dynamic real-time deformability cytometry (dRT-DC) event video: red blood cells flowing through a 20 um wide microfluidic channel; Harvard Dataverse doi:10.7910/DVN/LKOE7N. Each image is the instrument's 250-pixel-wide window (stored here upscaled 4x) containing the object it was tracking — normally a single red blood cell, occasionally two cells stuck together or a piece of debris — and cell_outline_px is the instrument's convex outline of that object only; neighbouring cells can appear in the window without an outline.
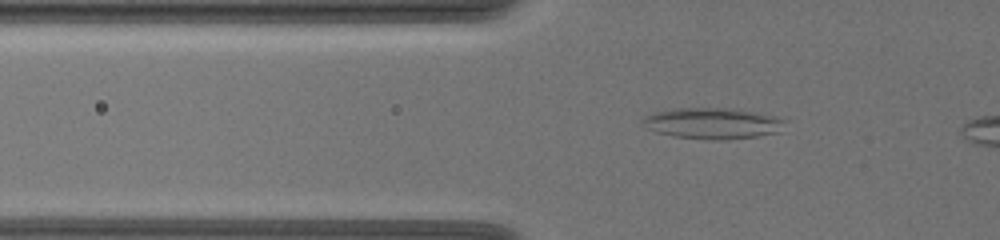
{"species": "common noctule bat (a hibernating species)", "species_latin": "Nyctalus noctula", "temperature_condition": "warm", "stored_images_in_passage": 46, "camera_frame_rate_fps": 3000, "um_per_image_px": 0.085, "animal": {"sex": "female", "body_mass_g": 19.5, "forearm_length_mm": 54.1}, "frame": {"image": 1, "passage_image": 12, "time_ms": 3.667, "image_size_px": [1000, 240], "cell_outline_px": [[784, 120], [776, 132], [756, 136], [724, 140], [708, 140], [676, 136], [656, 132], [640, 124], [644, 116], [656, 112], [680, 108], [724, 108], [772, 116]], "centroid_in_image_um": [60.45, 10.49], "position_along_channel_um": 65.4, "area_um2": 24.97}}
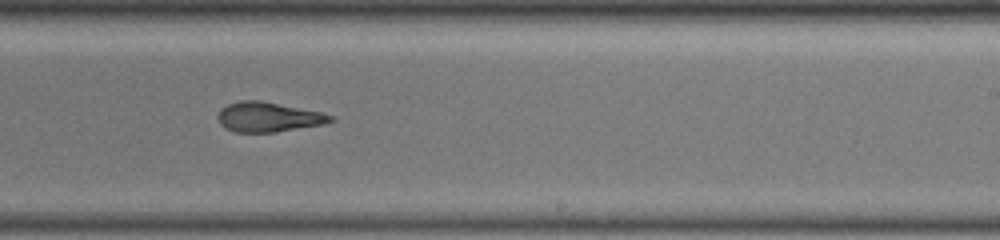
{"frame": {"image": 2, "passage_image": 30, "time_ms": 9.667, "image_size_px": [1000, 240], "cell_outline_px": [[336, 120], [324, 124], [276, 132], [232, 132], [224, 128], [220, 124], [220, 108], [228, 104], [240, 100], [260, 100], [320, 112], [332, 116]], "centroid_in_image_um": [22.8, 9.95], "position_along_channel_um": 266.2, "area_um2": 19.42}}
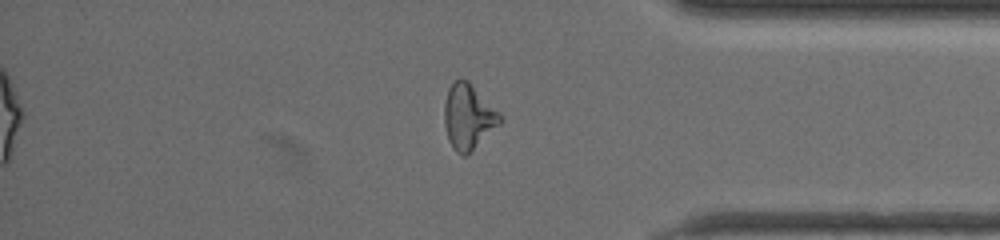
{"frame": {"image": 3, "passage_image": 42, "time_ms": 13.667, "image_size_px": [1000, 240], "cell_outline_px": [[500, 124], [464, 156], [456, 152], [452, 148], [448, 140], [444, 124], [444, 104], [448, 88], [456, 80], [468, 80], [500, 112]], "centroid_in_image_um": [39.78, 9.91], "position_along_channel_um": 395.4, "area_um2": 20.87}}